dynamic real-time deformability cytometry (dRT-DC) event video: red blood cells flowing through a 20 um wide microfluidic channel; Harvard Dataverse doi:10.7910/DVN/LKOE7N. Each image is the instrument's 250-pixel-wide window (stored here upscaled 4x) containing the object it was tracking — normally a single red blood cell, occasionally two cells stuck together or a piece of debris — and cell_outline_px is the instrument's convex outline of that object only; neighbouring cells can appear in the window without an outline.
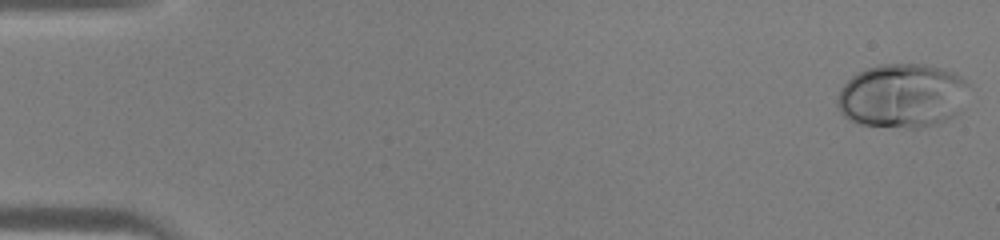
{"species": "human", "species_latin": "Homo sapiens", "temperature_condition": "warm", "stored_images_in_passage": 45, "camera_frame_rate_fps": 3000, "um_per_image_px": 0.085, "donor": {"sex": "male"}, "frame": {"image": 1, "passage_image": 1, "time_ms": 0.0, "image_size_px": [1000, 240], "cell_outline_px": [[968, 84], [960, 112], [940, 124], [916, 128], [912, 128], [860, 124], [844, 116], [840, 112], [836, 104], [836, 100], [840, 88], [852, 76], [868, 68], [880, 64], [924, 64], [944, 68], [960, 76]], "centroid_in_image_um": [76.69, 8.14], "position_along_channel_um": 8.3, "area_um2": 49.19}}
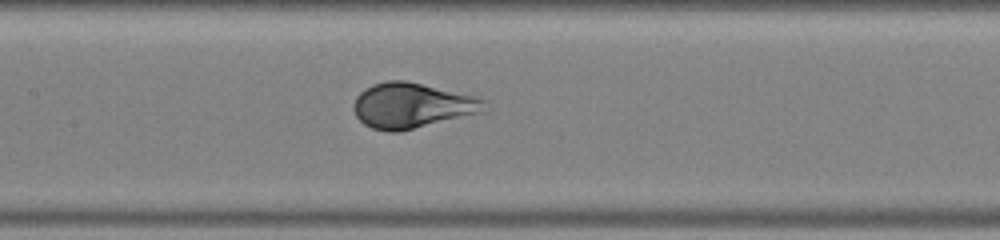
{"frame": {"image": 2, "passage_image": 22, "time_ms": 7.0, "image_size_px": [1000, 240], "cell_outline_px": [[488, 100], [480, 112], [400, 132], [388, 132], [372, 128], [364, 124], [356, 116], [352, 108], [352, 104], [356, 96], [364, 88], [372, 84], [388, 80], [404, 80], [480, 96]], "centroid_in_image_um": [34.98, 8.95], "position_along_channel_um": 172.4, "area_um2": 34.68}}
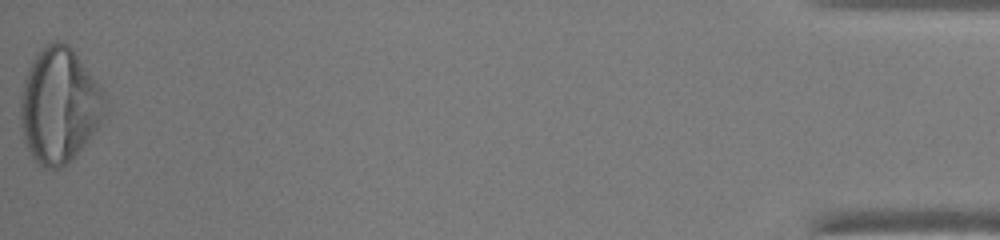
{"frame": {"image": 3, "passage_image": 45, "time_ms": 14.667, "image_size_px": [1000, 240], "cell_outline_px": [[108, 108], [104, 116], [88, 140], [68, 164], [60, 168], [44, 168], [32, 156], [24, 144], [20, 128], [20, 96], [24, 80], [28, 68], [40, 48], [44, 44], [56, 40], [60, 40], [68, 44], [72, 48], [100, 88], [104, 96]], "centroid_in_image_um": [5.0, 8.97], "position_along_channel_um": 430.2, "area_um2": 56.7}}